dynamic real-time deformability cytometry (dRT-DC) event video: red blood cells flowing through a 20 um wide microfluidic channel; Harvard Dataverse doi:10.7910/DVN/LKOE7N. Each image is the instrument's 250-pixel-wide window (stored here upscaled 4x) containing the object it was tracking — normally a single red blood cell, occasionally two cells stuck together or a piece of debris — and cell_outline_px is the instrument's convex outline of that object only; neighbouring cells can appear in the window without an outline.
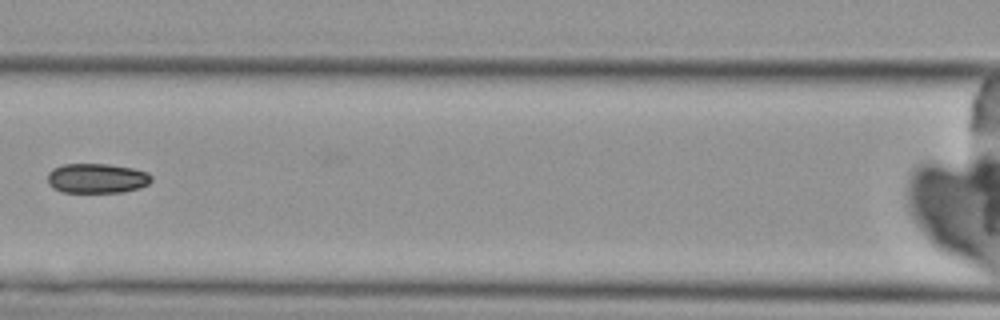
{"species": "Egyptian fruit bat (a non-hibernating species)", "species_latin": "Rousettus aegyptiacus", "temperature_condition": "cold", "stored_images_in_passage": 5, "camera_frame_rate_fps": 3000, "um_per_image_px": 0.085, "animal": {"sex": "female"}, "frame": {"image": 1, "passage_image": 5, "time_ms": 4.667, "image_size_px": [1000, 320], "cell_outline_px": [[152, 180], [148, 184], [140, 188], [124, 192], [60, 192], [52, 188], [48, 184], [48, 172], [52, 168], [64, 164], [108, 164], [132, 168], [148, 172], [152, 176]], "centroid_in_image_um": [8.23, 15.16], "position_along_channel_um": 158.4, "area_um2": 18.21}}